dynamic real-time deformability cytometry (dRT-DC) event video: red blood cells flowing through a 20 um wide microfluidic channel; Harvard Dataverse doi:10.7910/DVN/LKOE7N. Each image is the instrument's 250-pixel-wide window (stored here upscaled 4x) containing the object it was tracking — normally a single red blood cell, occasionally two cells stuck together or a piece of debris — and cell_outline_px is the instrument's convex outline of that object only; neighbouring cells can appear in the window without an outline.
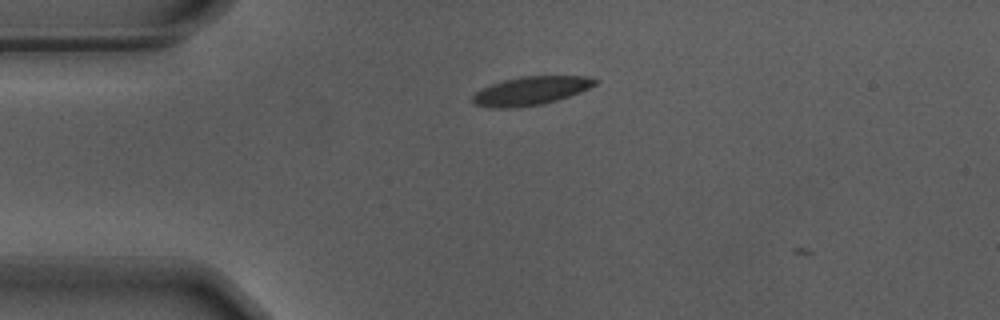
{"species": "Egyptian fruit bat (a non-hibernating species)", "species_latin": "Rousettus aegyptiacus", "temperature_condition": "warm", "stored_images_in_passage": 9, "camera_frame_rate_fps": 3000, "um_per_image_px": 0.085, "animal": {"sex": "male"}, "frame": {"image": 1, "passage_image": 8, "time_ms": 2.333, "image_size_px": [1000, 320], "cell_outline_px": [[596, 84], [580, 92], [556, 100], [540, 104], [512, 108], [492, 108], [476, 104], [472, 100], [472, 96], [476, 92], [492, 84], [504, 80], [520, 76], [588, 76], [596, 80]], "centroid_in_image_um": [45.11, 7.71], "position_along_channel_um": 39.9, "area_um2": 20.0}}